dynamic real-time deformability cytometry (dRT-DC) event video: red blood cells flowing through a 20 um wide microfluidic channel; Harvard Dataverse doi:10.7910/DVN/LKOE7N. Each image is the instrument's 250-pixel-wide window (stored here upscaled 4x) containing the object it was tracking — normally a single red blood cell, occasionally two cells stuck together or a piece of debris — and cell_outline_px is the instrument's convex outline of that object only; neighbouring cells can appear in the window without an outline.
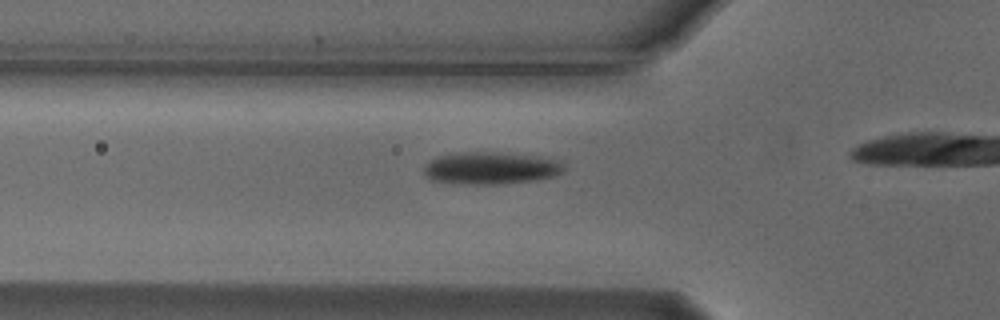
{"species": "Egyptian fruit bat (a non-hibernating species)", "species_latin": "Rousettus aegyptiacus", "temperature_condition": "cold", "stored_images_in_passage": 13, "camera_frame_rate_fps": 3000, "um_per_image_px": 0.085, "animal": {"sex": "male"}, "frame": {"image": 1, "passage_image": 8, "time_ms": 2.333, "image_size_px": [1000, 320], "cell_outline_px": [[564, 172], [552, 176], [532, 180], [496, 184], [476, 184], [432, 180], [424, 176], [424, 164], [436, 156], [472, 152], [492, 152], [536, 156], [556, 160], [564, 164]], "centroid_in_image_um": [41.69, 14.28], "position_along_channel_um": 84.1, "area_um2": 25.84}}
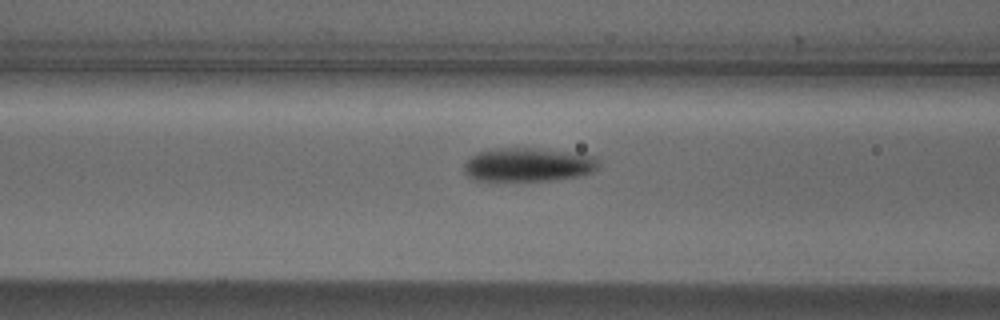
{"frame": {"image": 2, "passage_image": 11, "time_ms": 3.333, "image_size_px": [1000, 320], "cell_outline_px": [[600, 164], [592, 172], [580, 176], [548, 180], [476, 180], [468, 176], [464, 172], [464, 164], [476, 152], [488, 148], [532, 148], [596, 156]], "centroid_in_image_um": [44.86, 13.99], "position_along_channel_um": 121.7, "area_um2": 26.24}}